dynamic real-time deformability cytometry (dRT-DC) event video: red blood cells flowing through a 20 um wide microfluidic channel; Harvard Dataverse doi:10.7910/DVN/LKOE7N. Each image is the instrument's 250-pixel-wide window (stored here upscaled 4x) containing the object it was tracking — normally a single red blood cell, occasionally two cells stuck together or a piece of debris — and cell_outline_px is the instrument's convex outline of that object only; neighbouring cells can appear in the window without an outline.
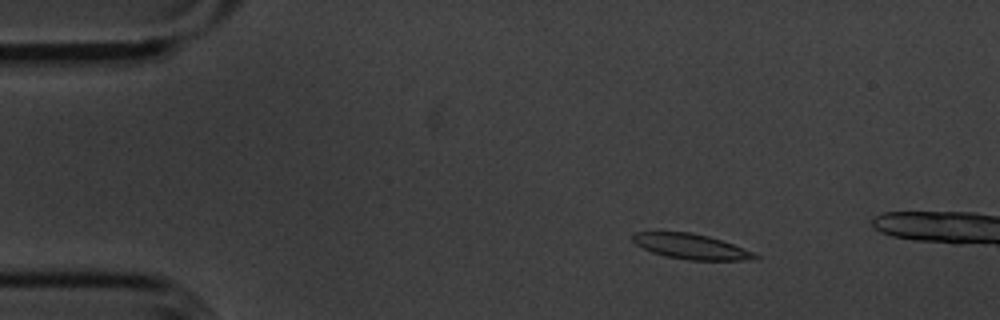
{"species": "common noctule bat (a hibernating species)", "species_latin": "Nyctalus noctula", "temperature_condition": "cold", "stored_images_in_passage": 15, "camera_frame_rate_fps": 3000, "um_per_image_px": 0.085, "animal": {"sex": "male", "body_mass_g": 20.1, "forearm_length_mm": 53.5}, "frame": {"image": 1, "passage_image": 9, "time_ms": 2.667, "image_size_px": [1000, 320], "cell_outline_px": [[760, 256], [756, 260], [688, 260], [664, 256], [652, 252], [636, 244], [632, 240], [632, 236], [636, 232], [692, 232], [708, 236], [732, 244], [752, 252]], "centroid_in_image_um": [58.74, 20.96], "position_along_channel_um": 26.3, "area_um2": 17.8}}